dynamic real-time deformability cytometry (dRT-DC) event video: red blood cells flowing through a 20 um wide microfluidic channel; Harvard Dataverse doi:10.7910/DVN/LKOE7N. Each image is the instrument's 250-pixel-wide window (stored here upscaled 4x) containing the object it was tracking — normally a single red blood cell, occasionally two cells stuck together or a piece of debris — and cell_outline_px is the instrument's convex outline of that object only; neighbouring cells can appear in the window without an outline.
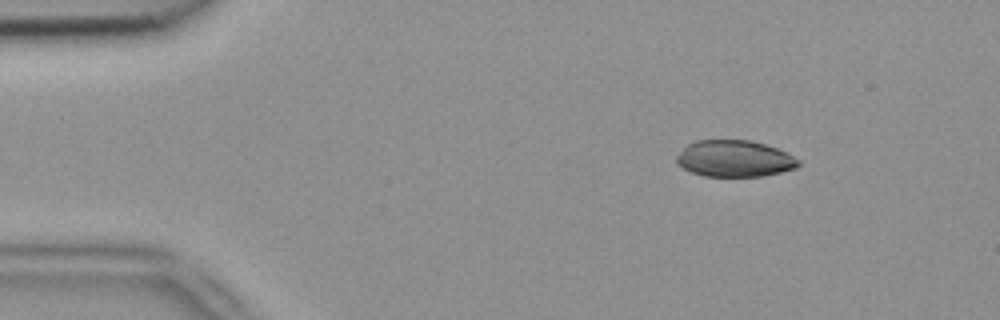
{"species": "common noctule bat (a hibernating species)", "species_latin": "Nyctalus noctula", "temperature_condition": "room temperature", "stored_images_in_passage": 1, "camera_frame_rate_fps": 3000, "um_per_image_px": 0.085, "animal": {"sex": "female", "body_mass_g": 18.4}, "frame": {"image": 1, "passage_image": 1, "time_ms": 0.0, "image_size_px": [1000, 320], "cell_outline_px": [[800, 164], [796, 168], [780, 172], [760, 176], [704, 176], [692, 172], [676, 164], [676, 156], [688, 144], [696, 140], [748, 140], [764, 144], [776, 148], [800, 160]], "centroid_in_image_um": [62.41, 13.48], "position_along_channel_um": 22.6, "area_um2": 25.72}}